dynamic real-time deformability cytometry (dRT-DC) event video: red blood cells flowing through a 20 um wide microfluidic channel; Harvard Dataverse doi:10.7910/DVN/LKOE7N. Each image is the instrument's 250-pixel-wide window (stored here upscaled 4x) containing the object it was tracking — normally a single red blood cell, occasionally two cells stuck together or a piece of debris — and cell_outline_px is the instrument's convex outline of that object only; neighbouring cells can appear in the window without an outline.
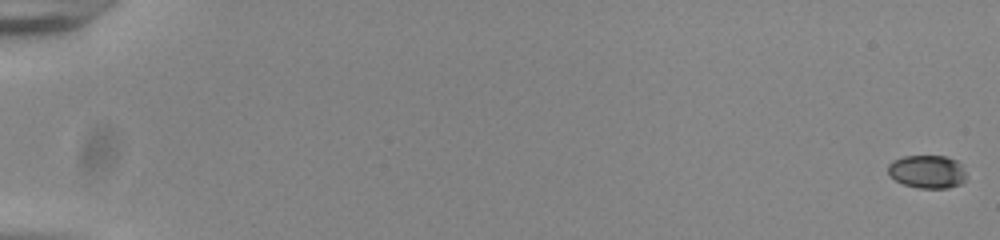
{"species": "common noctule bat (a hibernating species)", "species_latin": "Nyctalus noctula", "temperature_condition": "room temperature", "stored_images_in_passage": 56, "camera_frame_rate_fps": 3000, "um_per_image_px": 0.085, "animal": {"sex": "male", "body_mass_g": 20.0, "forearm_length_mm": 53.3}, "frame": {"image": 1, "passage_image": 1, "time_ms": 0.0, "image_size_px": [1000, 240], "cell_outline_px": [[964, 180], [960, 184], [948, 188], [920, 188], [904, 184], [888, 176], [888, 164], [892, 160], [904, 156], [944, 156], [956, 160], [960, 164], [964, 172]], "centroid_in_image_um": [78.77, 14.59], "position_along_channel_um": 6.2, "area_um2": 15.03}}
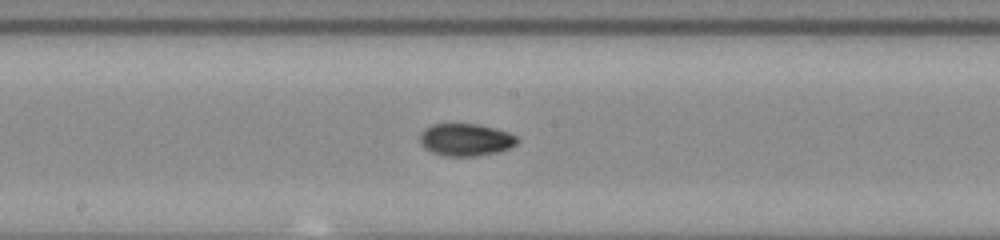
{"frame": {"image": 2, "passage_image": 32, "time_ms": 10.333, "image_size_px": [1000, 240], "cell_outline_px": [[520, 140], [516, 144], [500, 152], [476, 156], [444, 156], [432, 152], [424, 148], [420, 144], [420, 132], [424, 128], [432, 124], [480, 124], [496, 128], [508, 132], [516, 136]], "centroid_in_image_um": [39.58, 11.87], "position_along_channel_um": 208.6, "area_um2": 18.61}}
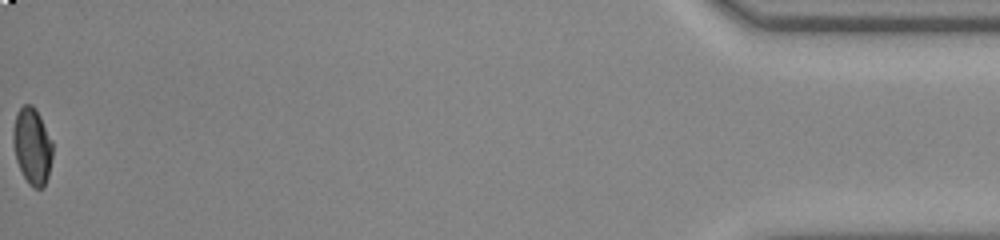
{"frame": {"image": 3, "passage_image": 56, "time_ms": 18.333, "image_size_px": [1000, 240], "cell_outline_px": [[52, 156], [48, 176], [44, 188], [32, 188], [28, 184], [16, 160], [12, 140], [12, 132], [16, 112], [24, 104], [32, 104], [36, 108], [52, 140]], "centroid_in_image_um": [2.73, 12.41], "position_along_channel_um": 432.5, "area_um2": 17.8}, "authors_computed_cell_mechanics": {"area_um2": 17.8024, "velocity_mm_per_s": 3.8863, "shape_relaxation_time_tau1_ms": 3.8424, "shape_relaxation_time_tau2_ms": 2.4469, "deformation_change_tau1": 0.1336, "deformation_change_tau2": 0.0486}}